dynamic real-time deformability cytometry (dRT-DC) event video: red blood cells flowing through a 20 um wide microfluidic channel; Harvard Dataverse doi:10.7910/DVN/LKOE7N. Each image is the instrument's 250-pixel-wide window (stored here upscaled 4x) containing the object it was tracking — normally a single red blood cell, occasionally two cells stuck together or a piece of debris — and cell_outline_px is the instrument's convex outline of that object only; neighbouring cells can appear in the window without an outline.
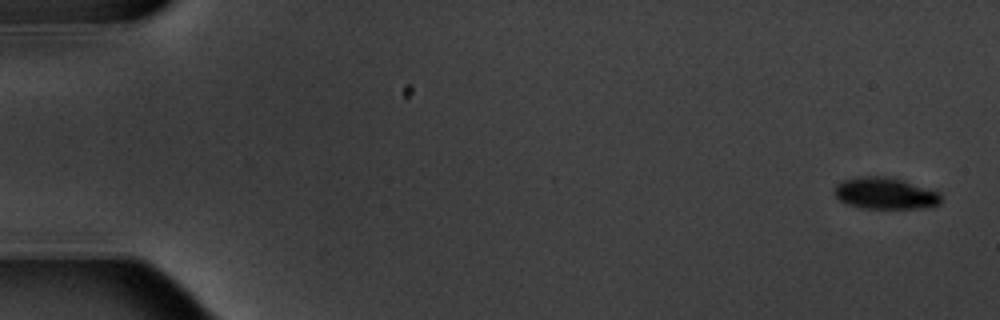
{"species": "common noctule bat (a hibernating species)", "species_latin": "Nyctalus noctula", "temperature_condition": "warm", "stored_images_in_passage": 6, "camera_frame_rate_fps": 3000, "um_per_image_px": 0.085, "animal": {"sex": "male", "body_mass_g": 20.1, "forearm_length_mm": 53.5}, "frame": {"image": 1, "passage_image": 1, "time_ms": 0.0, "image_size_px": [1000, 320], "cell_outline_px": [[940, 204], [924, 208], [860, 208], [848, 204], [840, 200], [836, 196], [836, 184], [844, 180], [856, 176], [884, 176], [904, 180], [940, 192]], "centroid_in_image_um": [75.26, 16.43], "position_along_channel_um": 9.7, "area_um2": 19.59}}